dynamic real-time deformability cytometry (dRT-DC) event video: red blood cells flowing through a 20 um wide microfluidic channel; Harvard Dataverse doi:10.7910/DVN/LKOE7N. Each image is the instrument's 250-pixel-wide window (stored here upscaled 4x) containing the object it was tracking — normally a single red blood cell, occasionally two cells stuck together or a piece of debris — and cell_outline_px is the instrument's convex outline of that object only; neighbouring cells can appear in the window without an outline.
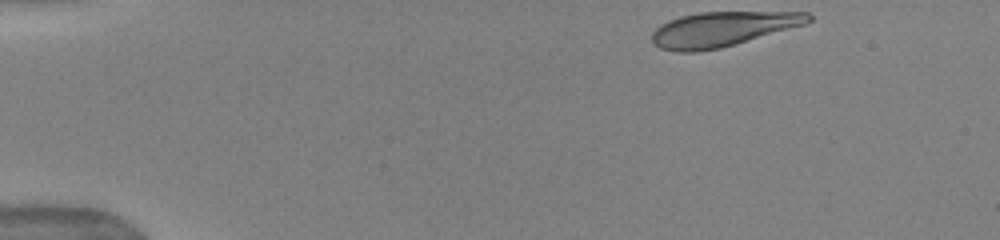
{"species": "human", "species_latin": "Homo sapiens", "temperature_condition": "warm", "stored_images_in_passage": 45, "camera_frame_rate_fps": 3000, "um_per_image_px": 0.085, "donor": {"sex": "female"}, "frame": {"image": 1, "passage_image": 1, "time_ms": 0.0, "image_size_px": [1000, 240], "cell_outline_px": [[812, 20], [808, 24], [720, 48], [696, 52], [676, 52], [660, 48], [652, 40], [652, 32], [660, 24], [668, 20], [680, 16], [700, 12], [808, 12], [812, 16]], "centroid_in_image_um": [61.42, 2.47], "position_along_channel_um": 23.6, "area_um2": 31.79}}
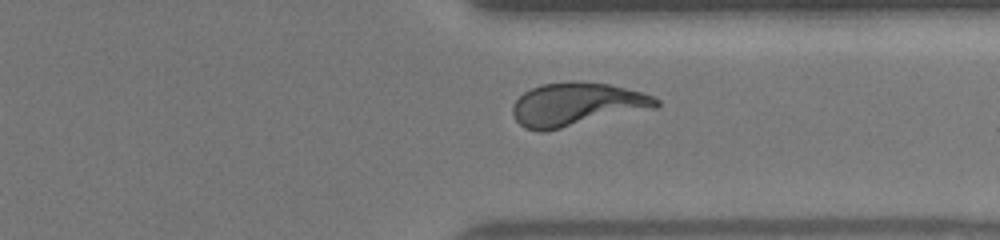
{"frame": {"image": 2, "passage_image": 34, "time_ms": 11.0, "image_size_px": [1000, 240], "cell_outline_px": [[660, 104], [656, 108], [544, 132], [540, 132], [524, 128], [516, 120], [512, 112], [512, 104], [524, 92], [540, 84], [568, 80], [576, 80], [608, 84], [640, 92], [652, 96], [660, 100]], "centroid_in_image_um": [49.0, 8.87], "position_along_channel_um": 362.4, "area_um2": 36.53}}
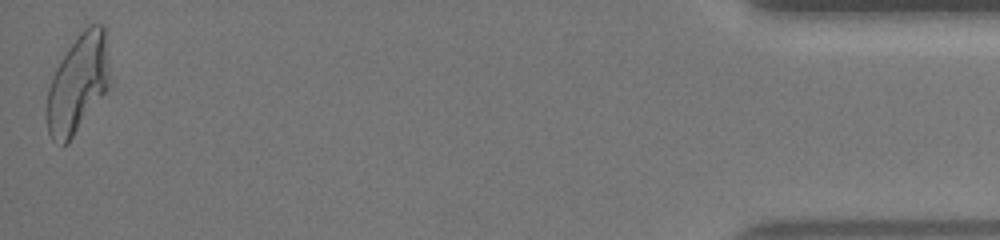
{"frame": {"image": 3, "passage_image": 45, "time_ms": 14.667, "image_size_px": [1000, 240], "cell_outline_px": [[108, 88], [68, 144], [64, 144], [52, 140], [48, 132], [44, 116], [48, 88], [52, 76], [56, 68], [68, 48], [80, 32], [88, 24], [104, 24], [108, 76]], "centroid_in_image_um": [6.56, 7.15], "position_along_channel_um": 428.6, "area_um2": 35.78}}